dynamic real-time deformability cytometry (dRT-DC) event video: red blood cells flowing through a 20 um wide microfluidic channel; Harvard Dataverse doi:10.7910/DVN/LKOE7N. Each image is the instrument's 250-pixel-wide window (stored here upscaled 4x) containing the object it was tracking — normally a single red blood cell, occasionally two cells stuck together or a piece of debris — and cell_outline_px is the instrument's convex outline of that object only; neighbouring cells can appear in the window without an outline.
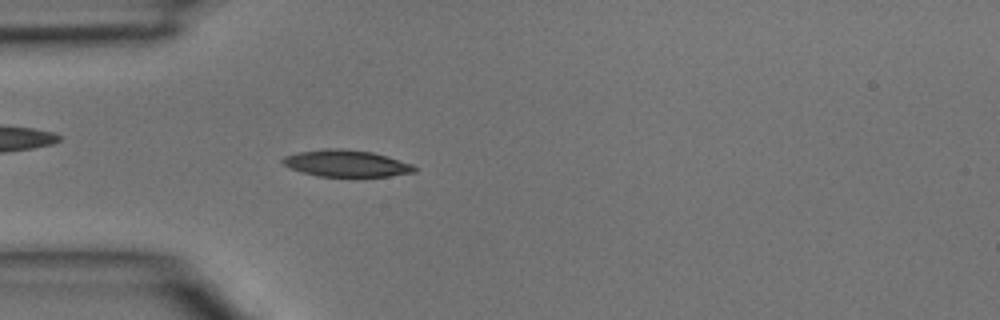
{"species": "common noctule bat (a hibernating species)", "species_latin": "Nyctalus noctula", "temperature_condition": "room temperature", "stored_images_in_passage": 3, "camera_frame_rate_fps": 3000, "um_per_image_px": 0.085, "animal": {"sex": "male", "body_mass_g": 15.6}, "frame": {"image": 1, "passage_image": 3, "time_ms": 0.667, "image_size_px": [1000, 320], "cell_outline_px": [[416, 172], [388, 176], [320, 176], [288, 168], [280, 160], [284, 156], [296, 152], [324, 148], [340, 148], [372, 152], [388, 156], [412, 164], [416, 168]], "centroid_in_image_um": [29.41, 13.87], "position_along_channel_um": 55.6, "area_um2": 20.52}}